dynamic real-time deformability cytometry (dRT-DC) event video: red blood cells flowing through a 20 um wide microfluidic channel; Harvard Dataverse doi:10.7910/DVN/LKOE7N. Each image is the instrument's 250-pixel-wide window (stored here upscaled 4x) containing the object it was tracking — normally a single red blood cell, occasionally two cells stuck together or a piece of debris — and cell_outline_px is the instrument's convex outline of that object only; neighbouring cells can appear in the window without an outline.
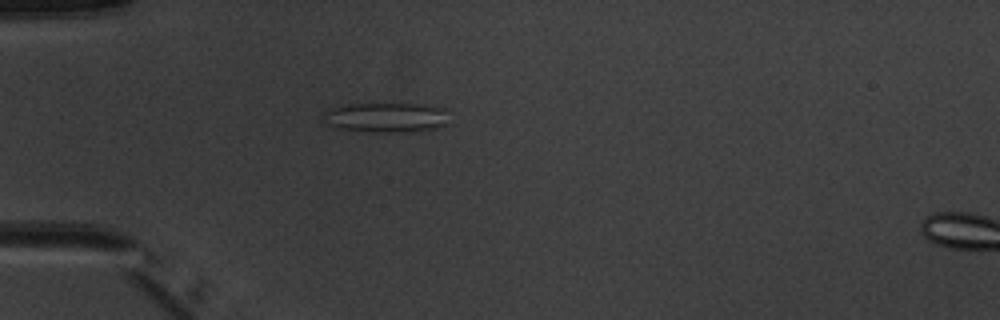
{"species": "common noctule bat (a hibernating species)", "species_latin": "Nyctalus noctula", "temperature_condition": "warm", "stored_images_in_passage": 5, "segment_of_instrument_passage": [1, 2], "camera_frame_rate_fps": 3000, "um_per_image_px": 0.085, "animal": {"sex": "male", "body_mass_g": 20.1, "forearm_length_mm": 53.5}, "frame": {"image": 1, "passage_image": 4, "time_ms": 3.333, "image_size_px": [1000, 320], "cell_outline_px": [[448, 124], [436, 128], [408, 132], [376, 132], [340, 128], [328, 124], [320, 112], [328, 108], [348, 104], [424, 104], [444, 108]], "centroid_in_image_um": [32.8, 9.97], "position_along_channel_um": 52.2, "area_um2": 21.85}}